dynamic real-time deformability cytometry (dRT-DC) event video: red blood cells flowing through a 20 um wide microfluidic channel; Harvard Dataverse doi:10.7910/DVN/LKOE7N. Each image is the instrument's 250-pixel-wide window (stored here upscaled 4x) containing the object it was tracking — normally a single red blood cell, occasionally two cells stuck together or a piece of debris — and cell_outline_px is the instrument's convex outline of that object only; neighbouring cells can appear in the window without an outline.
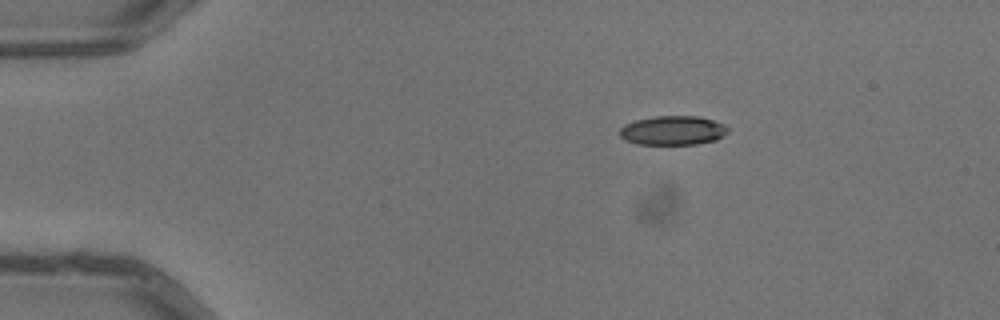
{"species": "common noctule bat (a hibernating species)", "species_latin": "Nyctalus noctula", "temperature_condition": "warm", "stored_images_in_passage": 4, "segment_of_instrument_passage": [1, 2], "camera_frame_rate_fps": 3000, "um_per_image_px": 0.085, "animal": {"sex": "male", "body_mass_g": 13.3}, "frame": {"image": 1, "passage_image": 1, "time_ms": 0.0, "image_size_px": [1000, 320], "cell_outline_px": [[732, 128], [728, 132], [716, 140], [696, 144], [636, 144], [624, 140], [620, 136], [620, 128], [624, 124], [636, 120], [656, 116], [700, 116], [724, 124]], "centroid_in_image_um": [57.21, 11.09], "position_along_channel_um": 27.8, "area_um2": 18.55}}